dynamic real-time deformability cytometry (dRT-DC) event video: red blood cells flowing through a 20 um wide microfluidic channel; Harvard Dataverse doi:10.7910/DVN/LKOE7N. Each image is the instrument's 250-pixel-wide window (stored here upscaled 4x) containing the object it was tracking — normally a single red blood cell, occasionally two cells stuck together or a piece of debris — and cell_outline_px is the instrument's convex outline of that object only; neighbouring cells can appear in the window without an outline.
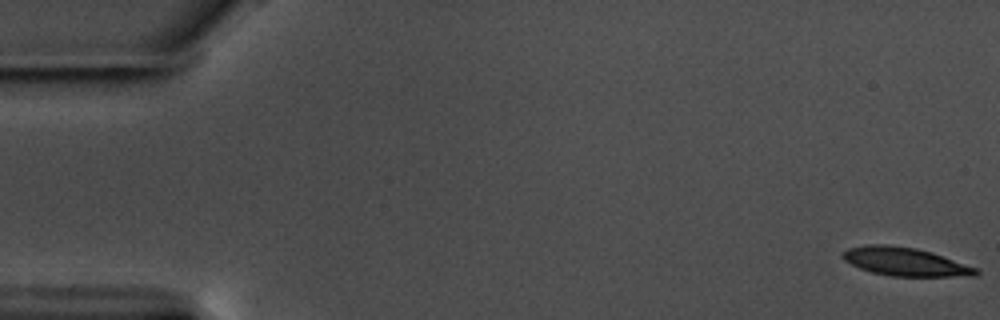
{"species": "common noctule bat (a hibernating species)", "species_latin": "Nyctalus noctula", "temperature_condition": "warm", "stored_images_in_passage": 57, "camera_frame_rate_fps": 3000, "um_per_image_px": 0.085, "animal": {"sex": "male", "body_mass_g": 17.5, "forearm_length_mm": 52.3}, "frame": {"image": 1, "passage_image": 1, "time_ms": 0.0, "image_size_px": [1000, 320], "cell_outline_px": [[980, 272], [976, 276], [892, 276], [872, 272], [860, 268], [844, 260], [840, 256], [848, 248], [864, 244], [888, 244], [916, 248], [932, 252], [980, 268]], "centroid_in_image_um": [76.98, 22.24], "position_along_channel_um": 8.0, "area_um2": 22.25}}
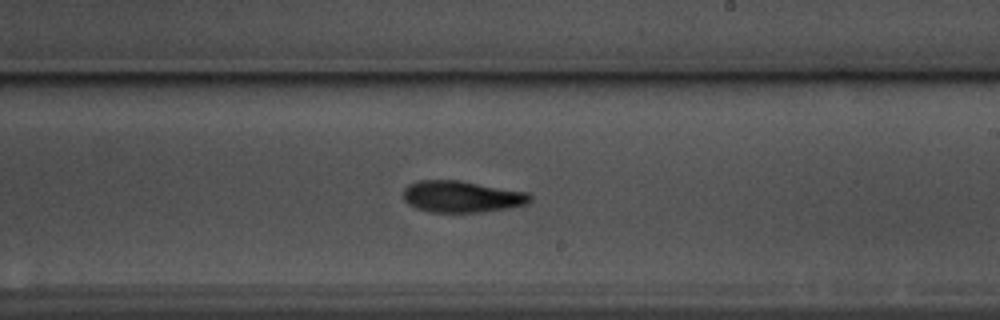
{"frame": {"image": 2, "passage_image": 34, "time_ms": 11.0, "image_size_px": [1000, 320], "cell_outline_px": [[532, 200], [528, 204], [480, 212], [432, 212], [416, 208], [408, 204], [404, 200], [404, 188], [408, 184], [420, 180], [460, 180], [528, 192], [532, 196]], "centroid_in_image_um": [39.25, 16.7], "position_along_channel_um": 249.7, "area_um2": 23.35}}
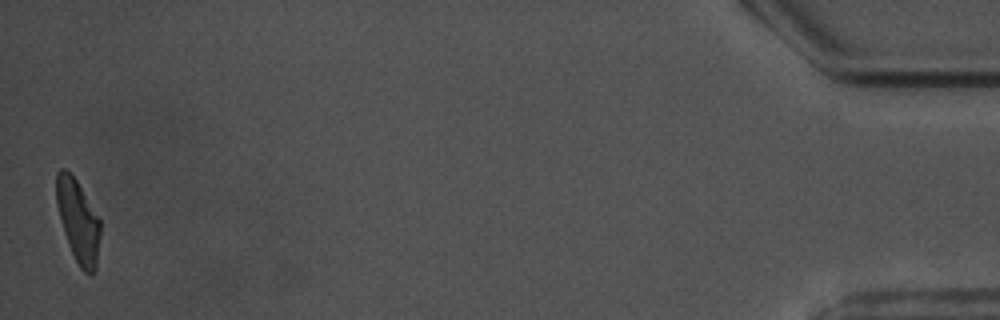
{"frame": {"image": 3, "passage_image": 57, "time_ms": 18.667, "image_size_px": [1000, 320], "cell_outline_px": [[100, 236], [96, 268], [92, 272], [84, 272], [80, 268], [68, 244], [64, 232], [56, 204], [56, 172], [60, 168], [64, 168], [76, 180], [100, 220]], "centroid_in_image_um": [6.62, 18.77], "position_along_channel_um": 428.6, "area_um2": 20.75}, "authors_computed_cell_mechanics": {"area_um2": 22.831, "velocity_mm_per_s": 3.5738, "shape_relaxation_time_tau1_ms": 4.0033, "shape_relaxation_time_tau2_ms": 4.6422, "deformation_change_tau1": 0.1792, "deformation_change_tau2": 0.1357}}